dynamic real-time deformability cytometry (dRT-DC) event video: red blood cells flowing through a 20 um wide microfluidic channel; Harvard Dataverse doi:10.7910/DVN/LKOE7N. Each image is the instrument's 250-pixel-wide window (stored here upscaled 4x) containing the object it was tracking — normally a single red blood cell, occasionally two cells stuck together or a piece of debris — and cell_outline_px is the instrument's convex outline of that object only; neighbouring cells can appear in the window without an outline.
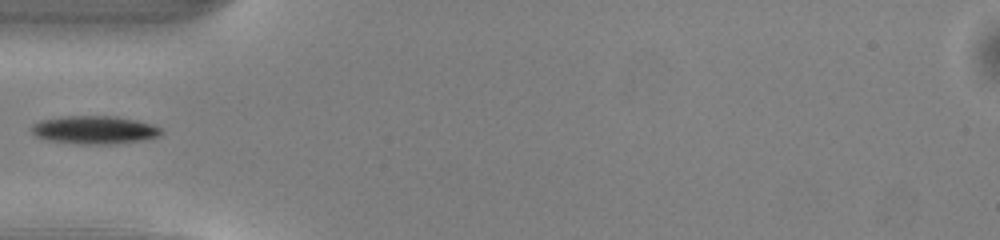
{"species": "common noctule bat (a hibernating species)", "species_latin": "Nyctalus noctula", "temperature_condition": "warm", "stored_images_in_passage": 35, "camera_frame_rate_fps": 3000, "um_per_image_px": 0.085, "animal": {"sex": "male", "body_mass_g": 13.0, "forearm_length_mm": 53.1}, "frame": {"image": 1, "passage_image": 1, "time_ms": 0.0, "image_size_px": [1000, 240], "cell_outline_px": [[164, 132], [160, 136], [148, 140], [112, 144], [76, 144], [48, 140], [36, 136], [32, 132], [32, 124], [40, 120], [64, 116], [116, 116], [136, 120], [152, 124], [160, 128]], "centroid_in_image_um": [8.07, 11.05], "position_along_channel_um": 76.9, "area_um2": 21.5}}
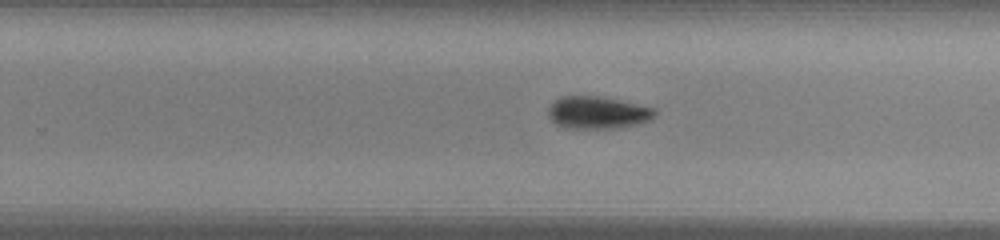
{"frame": {"image": 2, "passage_image": 16, "time_ms": 5.0, "image_size_px": [1000, 240], "cell_outline_px": [[656, 112], [648, 120], [636, 124], [616, 128], [572, 128], [556, 124], [548, 116], [548, 108], [560, 96], [596, 96], [620, 100], [656, 108]], "centroid_in_image_um": [50.78, 9.56], "position_along_channel_um": 279.0, "area_um2": 19.83}}
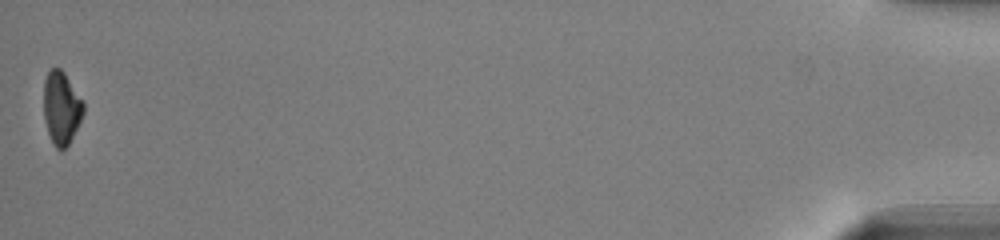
{"frame": {"image": 3, "passage_image": 35, "time_ms": 11.333, "image_size_px": [1000, 240], "cell_outline_px": [[84, 112], [68, 144], [60, 152], [52, 144], [44, 120], [44, 80], [48, 72], [52, 68], [60, 68], [64, 72], [84, 100]], "centroid_in_image_um": [5.22, 9.16], "position_along_channel_um": 430.0, "area_um2": 16.94}}